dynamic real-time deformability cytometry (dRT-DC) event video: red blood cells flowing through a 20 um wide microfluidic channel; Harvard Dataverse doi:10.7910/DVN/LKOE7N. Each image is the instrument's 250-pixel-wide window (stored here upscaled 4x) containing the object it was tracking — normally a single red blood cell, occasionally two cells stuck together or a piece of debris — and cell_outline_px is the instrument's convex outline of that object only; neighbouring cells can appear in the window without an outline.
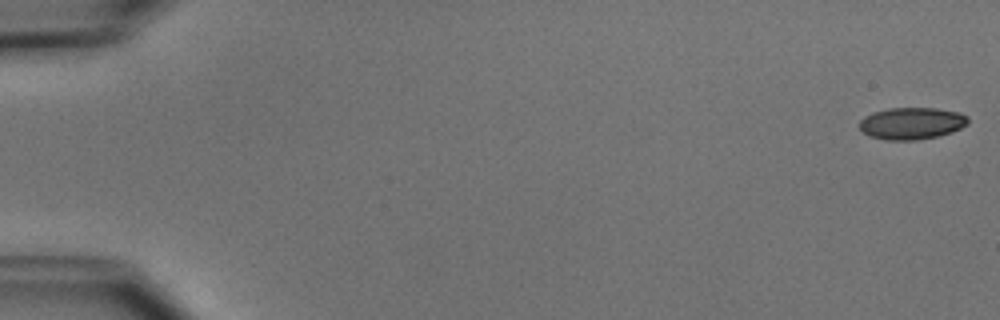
{"species": "common noctule bat (a hibernating species)", "species_latin": "Nyctalus noctula", "temperature_condition": "cold", "stored_images_in_passage": 44, "camera_frame_rate_fps": 3000, "um_per_image_px": 0.085, "animal": {"sex": "male", "body_mass_g": 15.6}, "frame": {"image": 1, "passage_image": 1, "time_ms": 0.0, "image_size_px": [1000, 320], "cell_outline_px": [[968, 124], [952, 132], [936, 136], [916, 140], [888, 140], [868, 136], [860, 128], [860, 120], [864, 116], [872, 112], [888, 108], [936, 108], [960, 112], [968, 116]], "centroid_in_image_um": [77.49, 10.47], "position_along_channel_um": 7.5, "area_um2": 20.29}}
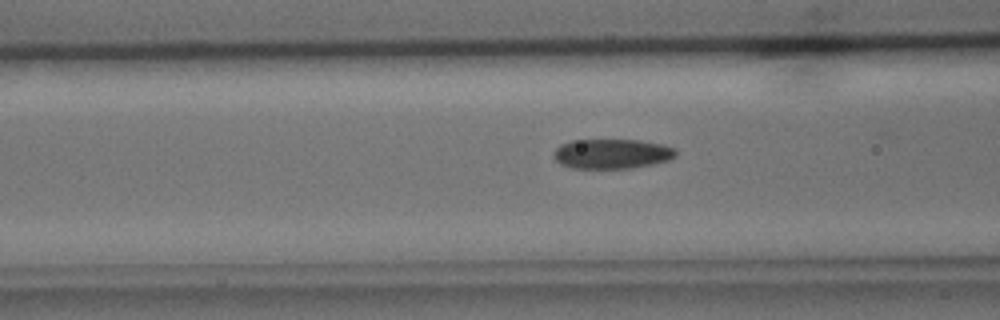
{"frame": {"image": 2, "passage_image": 21, "time_ms": 6.667, "image_size_px": [1000, 320], "cell_outline_px": [[676, 156], [668, 160], [652, 164], [632, 168], [568, 168], [560, 164], [552, 156], [552, 152], [560, 144], [572, 140], [640, 140], [664, 144], [676, 148]], "centroid_in_image_um": [51.99, 13.07], "position_along_channel_um": 114.6, "area_um2": 21.44}}
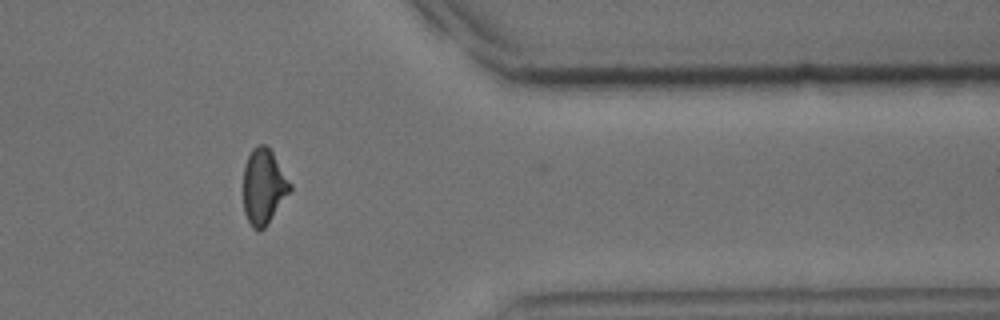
{"frame": {"image": 3, "passage_image": 43, "time_ms": 14.0, "image_size_px": [1000, 320], "cell_outline_px": [[292, 188], [268, 224], [260, 232], [252, 228], [244, 212], [244, 168], [248, 156], [252, 148], [260, 144], [264, 144], [272, 152], [292, 184]], "centroid_in_image_um": [22.41, 15.88], "position_along_channel_um": 389.0, "area_um2": 20.4}, "authors_computed_cell_mechanics": {"area_um2": 21.2126, "velocity_mm_per_s": 3.9221, "shape_relaxation_time_tau1_ms": 3.7111, "shape_relaxation_time_tau2_ms": 2.2793, "deformation_change_tau1": 0.1213, "deformation_change_tau2": 0.0664}}